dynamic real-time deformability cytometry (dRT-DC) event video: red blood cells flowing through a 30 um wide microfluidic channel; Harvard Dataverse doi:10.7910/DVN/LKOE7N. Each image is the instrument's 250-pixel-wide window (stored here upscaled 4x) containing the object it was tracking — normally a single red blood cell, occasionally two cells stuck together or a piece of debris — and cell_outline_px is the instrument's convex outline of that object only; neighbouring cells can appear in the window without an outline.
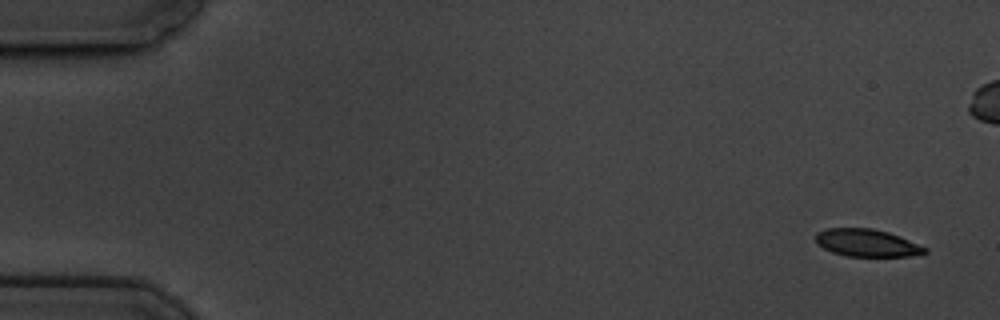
{"species": "common noctule bat (a hibernating species)", "species_latin": "Nyctalus noctula", "temperature_condition": "cold", "stored_images_in_passage": 31, "camera_frame_rate_fps": 3000, "um_per_image_px": 0.085, "animal": {"sex": "male", "body_mass_g": 19.5, "forearm_length_mm": 54.6}, "frame": {"image": 1, "passage_image": 1, "time_ms": 0.0, "image_size_px": [1000, 320], "cell_outline_px": [[928, 252], [908, 256], [848, 256], [832, 252], [824, 248], [816, 240], [816, 232], [828, 228], [872, 228], [888, 232], [900, 236], [928, 248]], "centroid_in_image_um": [73.71, 20.64], "position_along_channel_um": 11.3, "area_um2": 17.34}}
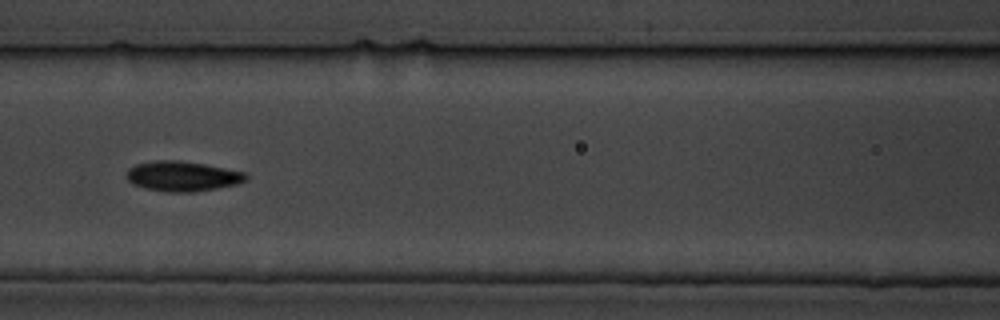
{"frame": {"image": 2, "passage_image": 25, "time_ms": 8.0, "image_size_px": [1000, 320], "cell_outline_px": [[248, 180], [236, 184], [196, 192], [164, 192], [144, 188], [132, 184], [124, 176], [128, 168], [136, 164], [156, 160], [176, 160], [204, 164], [244, 172], [248, 176]], "centroid_in_image_um": [15.46, 14.98], "position_along_channel_um": 151.1, "area_um2": 21.04}}
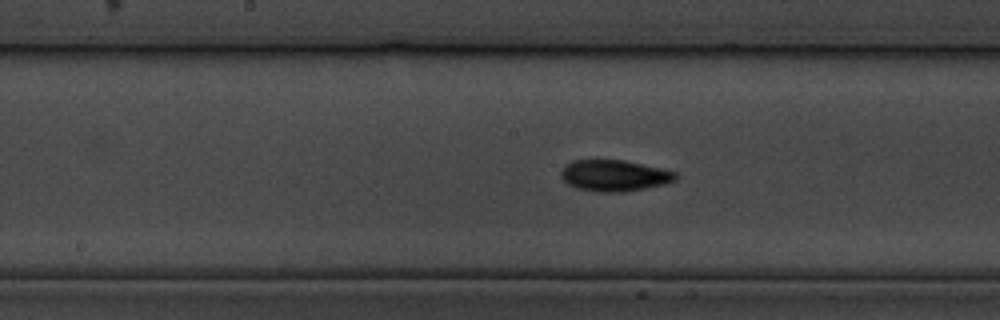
{"frame": {"image": 3, "passage_image": 29, "time_ms": 9.333, "image_size_px": [1000, 320], "cell_outline_px": [[676, 180], [664, 184], [624, 192], [596, 192], [576, 188], [568, 184], [560, 176], [560, 172], [564, 164], [572, 160], [624, 160], [660, 168], [676, 172]], "centroid_in_image_um": [52.17, 14.92], "position_along_channel_um": 196.0, "area_um2": 20.92}}